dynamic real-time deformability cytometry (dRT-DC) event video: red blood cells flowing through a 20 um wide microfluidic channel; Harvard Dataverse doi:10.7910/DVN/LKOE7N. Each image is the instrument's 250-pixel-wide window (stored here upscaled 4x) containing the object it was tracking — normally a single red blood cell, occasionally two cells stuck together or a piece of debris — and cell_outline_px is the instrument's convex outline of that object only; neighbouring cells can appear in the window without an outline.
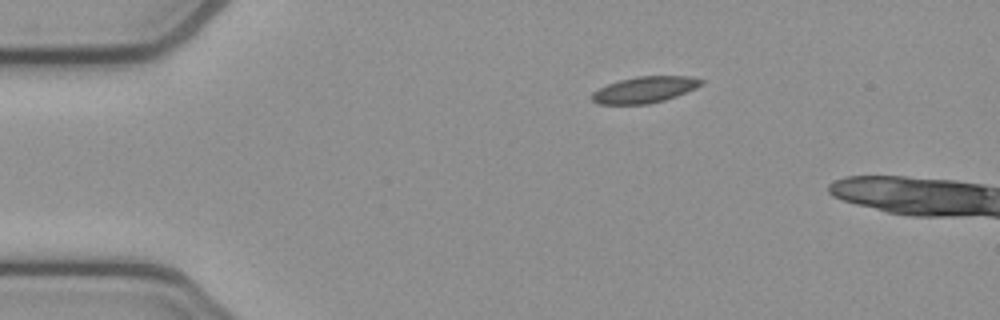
{"species": "common noctule bat (a hibernating species)", "species_latin": "Nyctalus noctula", "temperature_condition": "cold", "stored_images_in_passage": 3, "camera_frame_rate_fps": 3000, "um_per_image_px": 0.085, "animal": {"sex": "female", "body_mass_g": 21.9}, "frame": {"image": 1, "passage_image": 1, "time_ms": 0.0, "image_size_px": [1000, 320], "cell_outline_px": [[704, 84], [696, 88], [676, 96], [664, 100], [648, 104], [596, 104], [588, 96], [592, 92], [608, 84], [620, 80], [636, 76], [692, 76], [704, 80]], "centroid_in_image_um": [54.79, 7.62], "position_along_channel_um": 30.2, "area_um2": 16.88}}